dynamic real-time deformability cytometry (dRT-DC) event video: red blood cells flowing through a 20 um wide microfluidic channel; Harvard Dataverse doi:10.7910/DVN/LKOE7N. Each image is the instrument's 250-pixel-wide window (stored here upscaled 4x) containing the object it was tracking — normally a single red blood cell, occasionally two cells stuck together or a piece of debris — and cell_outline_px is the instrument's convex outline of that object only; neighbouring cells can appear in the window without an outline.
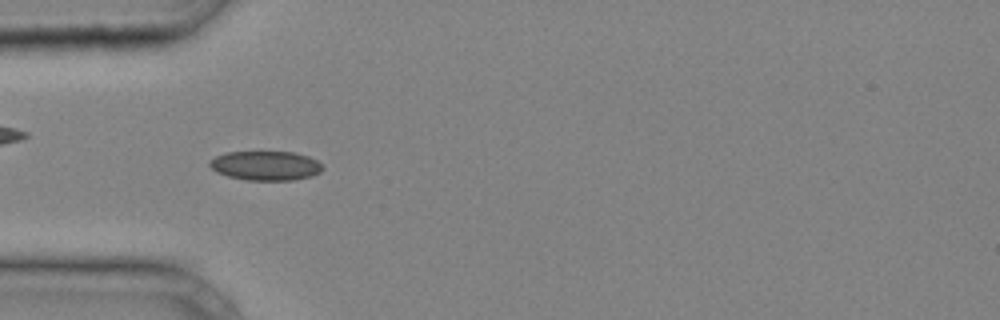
{"species": "common noctule bat (a hibernating species)", "species_latin": "Nyctalus noctula", "temperature_condition": "cold", "stored_images_in_passage": 23, "camera_frame_rate_fps": 3000, "um_per_image_px": 0.085, "animal": {"sex": "male", "body_mass_g": 20.4}, "frame": {"image": 1, "passage_image": 1, "time_ms": 0.0, "image_size_px": [1000, 320], "cell_outline_px": [[324, 168], [320, 172], [312, 176], [292, 180], [244, 180], [228, 176], [216, 172], [208, 164], [208, 160], [224, 152], [296, 152], [308, 156], [324, 164]], "centroid_in_image_um": [22.58, 14.08], "position_along_channel_um": 62.4, "area_um2": 19.54}}
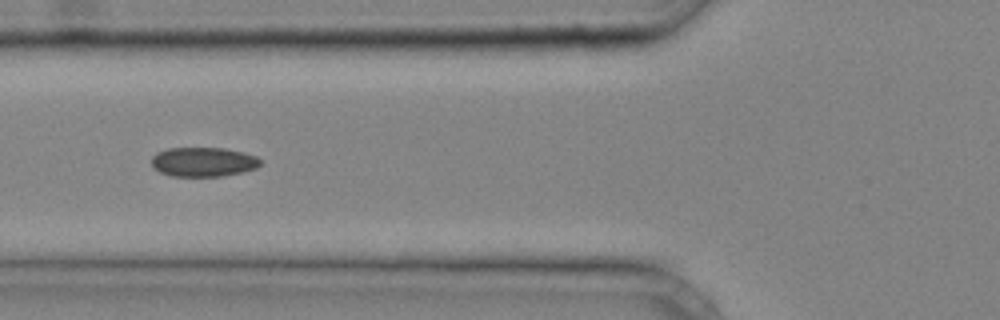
{"frame": {"image": 2, "passage_image": 4, "time_ms": 1.0, "image_size_px": [1000, 320], "cell_outline_px": [[260, 164], [256, 168], [240, 172], [220, 176], [172, 176], [160, 172], [152, 168], [152, 156], [156, 152], [168, 148], [224, 148], [244, 152], [256, 156], [260, 160]], "centroid_in_image_um": [17.24, 13.75], "position_along_channel_um": 108.6, "area_um2": 18.61}}
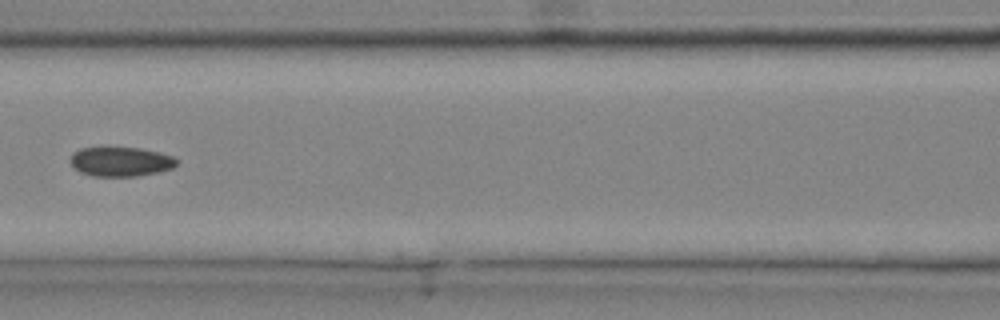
{"frame": {"image": 3, "passage_image": 7, "time_ms": 2.0, "image_size_px": [1000, 320], "cell_outline_px": [[176, 164], [172, 168], [160, 172], [136, 176], [92, 176], [80, 172], [72, 168], [68, 160], [72, 152], [80, 148], [140, 148], [160, 152], [172, 156], [176, 160]], "centroid_in_image_um": [10.2, 13.74], "position_along_channel_um": 156.4, "area_um2": 18.38}}